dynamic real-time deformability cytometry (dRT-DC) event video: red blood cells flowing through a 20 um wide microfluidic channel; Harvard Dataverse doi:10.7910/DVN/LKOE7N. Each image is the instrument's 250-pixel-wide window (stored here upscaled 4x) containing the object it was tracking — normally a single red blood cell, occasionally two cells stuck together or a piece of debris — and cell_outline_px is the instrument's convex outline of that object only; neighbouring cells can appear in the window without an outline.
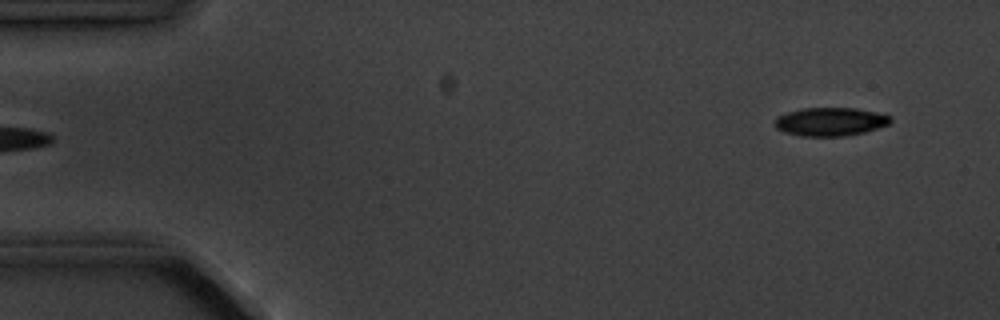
{"species": "common noctule bat (a hibernating species)", "species_latin": "Nyctalus noctula", "temperature_condition": "cold", "stored_images_in_passage": 5, "segment_of_instrument_passage": [2, 2], "camera_frame_rate_fps": 3000, "um_per_image_px": 0.085, "animal": {"sex": "male", "body_mass_g": 20.1, "forearm_length_mm": 53.5}, "frame": {"image": 1, "passage_image": 5, "time_ms": 5.333, "image_size_px": [1000, 320], "cell_outline_px": [[892, 120], [888, 124], [864, 132], [844, 136], [800, 136], [784, 132], [776, 128], [776, 120], [780, 116], [788, 112], [804, 108], [856, 108], [876, 112], [892, 116]], "centroid_in_image_um": [70.6, 10.34], "position_along_channel_um": 14.4, "area_um2": 18.96}}